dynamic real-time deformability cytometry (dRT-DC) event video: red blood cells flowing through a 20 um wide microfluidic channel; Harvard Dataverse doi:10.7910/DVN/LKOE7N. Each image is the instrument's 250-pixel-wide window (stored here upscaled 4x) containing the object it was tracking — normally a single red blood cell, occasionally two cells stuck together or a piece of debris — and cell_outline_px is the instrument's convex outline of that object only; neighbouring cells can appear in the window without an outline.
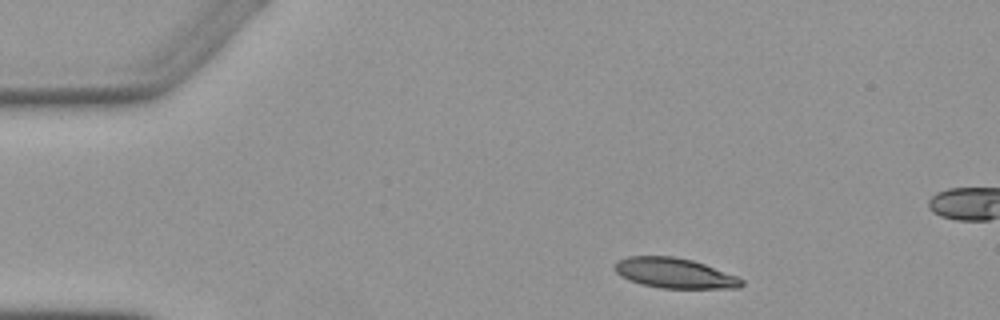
{"species": "Egyptian fruit bat (a non-hibernating species)", "species_latin": "Rousettus aegyptiacus", "temperature_condition": "warm", "stored_images_in_passage": 3, "camera_frame_rate_fps": 3000, "um_per_image_px": 0.085, "animal": {"sex": "female"}, "frame": {"image": 1, "passage_image": 1, "time_ms": 0.0, "image_size_px": [1000, 320], "cell_outline_px": [[744, 284], [740, 288], [660, 288], [640, 284], [628, 280], [620, 276], [612, 268], [616, 260], [628, 256], [676, 256], [692, 260], [704, 264], [736, 276], [744, 280]], "centroid_in_image_um": [57.28, 23.21], "position_along_channel_um": 27.7, "area_um2": 22.48}}